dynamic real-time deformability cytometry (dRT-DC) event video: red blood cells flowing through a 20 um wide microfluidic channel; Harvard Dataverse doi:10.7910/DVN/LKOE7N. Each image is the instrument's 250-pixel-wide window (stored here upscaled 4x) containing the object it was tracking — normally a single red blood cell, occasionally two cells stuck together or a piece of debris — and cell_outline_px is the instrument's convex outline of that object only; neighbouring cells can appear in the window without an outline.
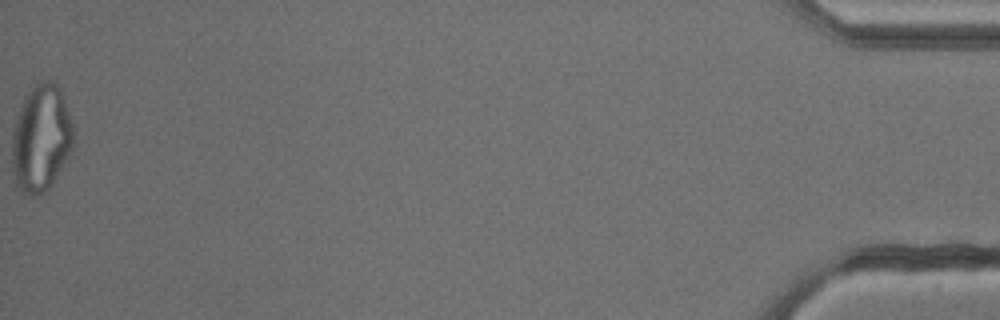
{"species": "common noctule bat (a hibernating species)", "species_latin": "Nyctalus noctula", "temperature_condition": "cold", "stored_images_in_passage": 53, "camera_frame_rate_fps": 3000, "um_per_image_px": 0.085, "animal": {"sex": "male", "body_mass_g": 13.3}, "frame": {"image": 1, "passage_image": 53, "time_ms": 17.333, "image_size_px": [1000, 320], "cell_outline_px": [[76, 128], [72, 148], [48, 188], [36, 196], [32, 196], [20, 192], [16, 184], [12, 168], [12, 128], [16, 116], [24, 96], [36, 84], [44, 80], [56, 80], [60, 88]], "centroid_in_image_um": [3.49, 11.7], "position_along_channel_um": 431.7, "area_um2": 38.73}}